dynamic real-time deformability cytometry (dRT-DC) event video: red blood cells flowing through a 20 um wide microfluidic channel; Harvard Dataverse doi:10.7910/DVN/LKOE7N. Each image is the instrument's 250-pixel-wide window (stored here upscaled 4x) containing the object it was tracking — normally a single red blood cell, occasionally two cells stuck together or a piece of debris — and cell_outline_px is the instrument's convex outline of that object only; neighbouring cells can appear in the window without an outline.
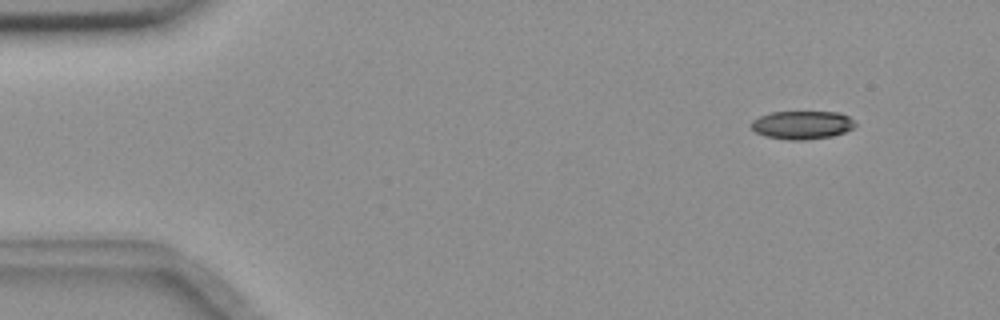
{"species": "common noctule bat (a hibernating species)", "species_latin": "Nyctalus noctula", "temperature_condition": "room temperature", "stored_images_in_passage": 4, "camera_frame_rate_fps": 3000, "um_per_image_px": 0.085, "animal": {"sex": "female", "body_mass_g": 18.4}, "frame": {"image": 1, "passage_image": 1, "time_ms": 0.0, "image_size_px": [1000, 320], "cell_outline_px": [[856, 124], [852, 128], [844, 132], [832, 136], [804, 140], [788, 140], [764, 136], [756, 132], [752, 128], [752, 120], [760, 116], [772, 112], [840, 112], [848, 116]], "centroid_in_image_um": [68.17, 10.62], "position_along_channel_um": 16.8, "area_um2": 17.05}}